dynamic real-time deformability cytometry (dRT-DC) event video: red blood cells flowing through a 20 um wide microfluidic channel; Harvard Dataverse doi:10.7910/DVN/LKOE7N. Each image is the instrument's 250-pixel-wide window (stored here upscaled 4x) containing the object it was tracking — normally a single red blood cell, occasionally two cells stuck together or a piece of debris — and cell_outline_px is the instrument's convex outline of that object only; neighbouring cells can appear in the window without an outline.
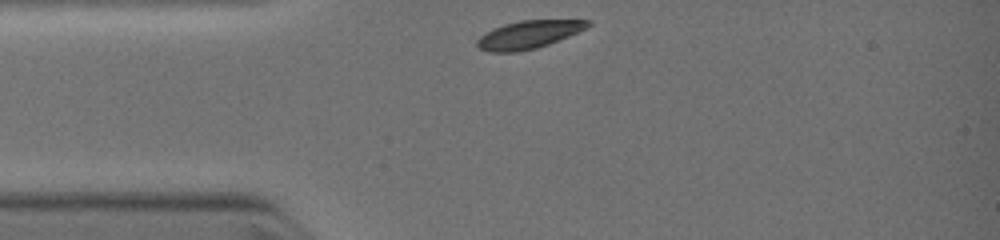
{"species": "common noctule bat (a hibernating species)", "species_latin": "Nyctalus noctula", "temperature_condition": "warm", "stored_images_in_passage": 2, "camera_frame_rate_fps": 3000, "um_per_image_px": 0.085, "animal": {"sex": "female", "body_mass_g": 19.0, "forearm_length_mm": 51.5}, "frame": {"image": 1, "passage_image": 1, "time_ms": 0.0, "image_size_px": [1000, 240], "cell_outline_px": [[592, 24], [588, 28], [548, 44], [536, 48], [516, 52], [488, 52], [476, 48], [476, 40], [480, 36], [504, 24], [520, 20], [592, 20]], "centroid_in_image_um": [44.93, 2.94], "position_along_channel_um": 40.1, "area_um2": 17.98}}